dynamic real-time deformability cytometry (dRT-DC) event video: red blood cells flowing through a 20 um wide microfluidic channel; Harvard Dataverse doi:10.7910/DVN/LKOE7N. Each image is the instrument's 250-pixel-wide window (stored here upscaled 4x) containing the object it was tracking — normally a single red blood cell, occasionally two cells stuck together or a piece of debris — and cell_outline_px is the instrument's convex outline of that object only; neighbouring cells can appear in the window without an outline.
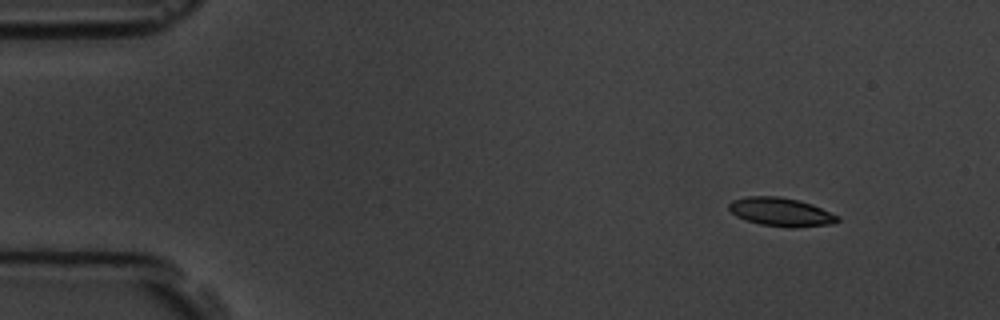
{"species": "common noctule bat (a hibernating species)", "species_latin": "Nyctalus noctula", "temperature_condition": "room temperature", "stored_images_in_passage": 5, "camera_frame_rate_fps": 3000, "um_per_image_px": 0.085, "animal": {"sex": "male", "body_mass_g": 19.5, "forearm_length_mm": 54.6}, "frame": {"image": 1, "passage_image": 1, "time_ms": 0.0, "image_size_px": [1000, 320], "cell_outline_px": [[840, 220], [832, 224], [796, 228], [788, 228], [760, 224], [736, 216], [728, 208], [728, 204], [732, 200], [748, 196], [780, 196], [812, 204], [840, 216]], "centroid_in_image_um": [66.4, 18.02], "position_along_channel_um": 18.6, "area_um2": 18.15}}